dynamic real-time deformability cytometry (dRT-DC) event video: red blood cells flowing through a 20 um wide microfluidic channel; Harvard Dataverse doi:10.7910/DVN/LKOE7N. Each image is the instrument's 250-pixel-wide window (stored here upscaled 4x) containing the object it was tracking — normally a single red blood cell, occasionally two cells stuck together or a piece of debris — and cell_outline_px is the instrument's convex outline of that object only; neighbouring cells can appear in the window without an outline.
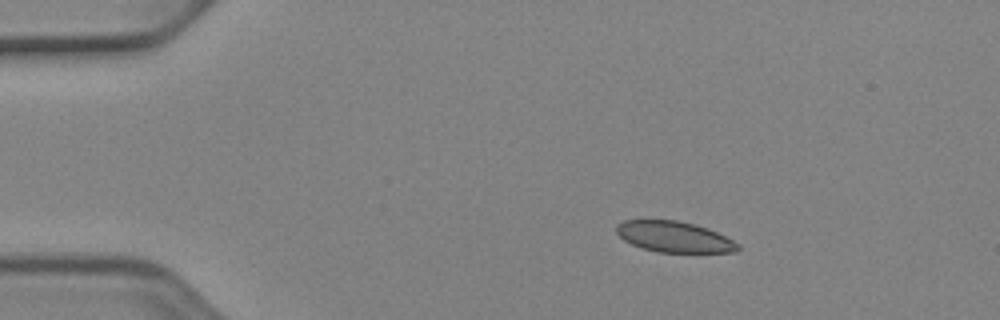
{"species": "Egyptian fruit bat (a non-hibernating species)", "species_latin": "Rousettus aegyptiacus", "temperature_condition": "cold", "stored_images_in_passage": 31, "camera_frame_rate_fps": 3000, "um_per_image_px": 0.085, "animal": {"sex": "female"}, "frame": {"image": 1, "passage_image": 1, "time_ms": 0.0, "image_size_px": [1000, 320], "cell_outline_px": [[740, 248], [736, 252], [656, 252], [632, 244], [624, 240], [616, 232], [616, 224], [624, 220], [676, 220], [696, 224], [708, 228], [740, 244]], "centroid_in_image_um": [57.3, 20.12], "position_along_channel_um": 27.7, "area_um2": 21.79}}
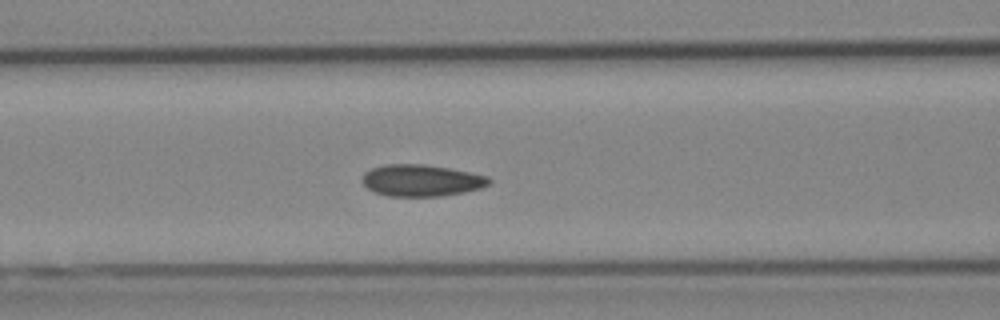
{"frame": {"image": 2, "passage_image": 14, "time_ms": 4.333, "image_size_px": [1000, 320], "cell_outline_px": [[492, 180], [488, 184], [480, 188], [464, 192], [440, 196], [388, 196], [372, 192], [360, 180], [364, 172], [372, 168], [384, 164], [424, 164], [448, 168], [488, 176]], "centroid_in_image_um": [35.77, 15.34], "position_along_channel_um": 130.8, "area_um2": 23.47}}
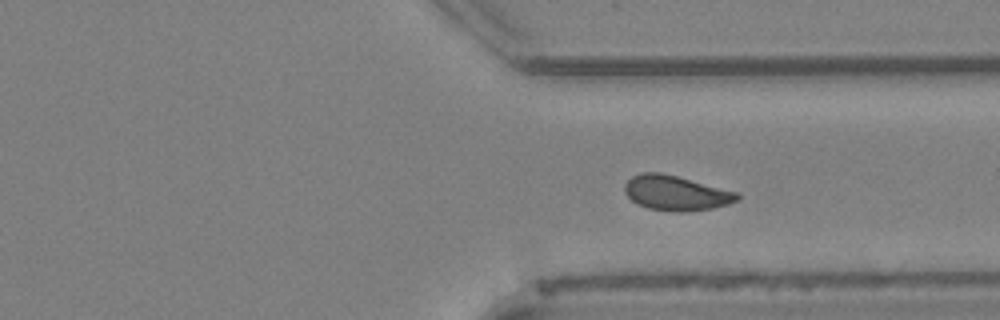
{"frame": {"image": 3, "passage_image": 31, "time_ms": 10.0, "image_size_px": [1000, 320], "cell_outline_px": [[740, 196], [736, 200], [728, 204], [712, 208], [688, 212], [676, 212], [648, 208], [632, 200], [624, 192], [624, 184], [632, 176], [640, 172], [660, 172], [740, 192]], "centroid_in_image_um": [57.46, 16.4], "position_along_channel_um": 353.9, "area_um2": 22.89}}